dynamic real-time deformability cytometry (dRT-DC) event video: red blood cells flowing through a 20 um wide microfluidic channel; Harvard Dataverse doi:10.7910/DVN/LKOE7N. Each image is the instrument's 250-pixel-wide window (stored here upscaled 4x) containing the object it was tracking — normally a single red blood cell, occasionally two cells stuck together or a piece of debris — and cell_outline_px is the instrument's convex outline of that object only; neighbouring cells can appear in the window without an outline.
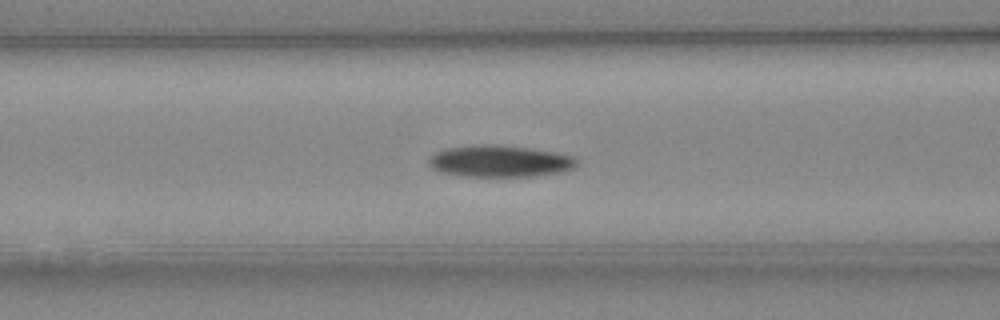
{"species": "Egyptian fruit bat (a non-hibernating species)", "species_latin": "Rousettus aegyptiacus", "temperature_condition": "cold", "stored_images_in_passage": 40, "camera_frame_rate_fps": 3000, "um_per_image_px": 0.085, "animal": {"sex": "female"}, "frame": {"image": 1, "passage_image": 15, "time_ms": 4.667, "image_size_px": [1000, 320], "cell_outline_px": [[576, 164], [572, 168], [560, 172], [532, 176], [464, 176], [440, 172], [432, 168], [428, 164], [428, 160], [436, 152], [448, 148], [472, 144], [500, 144], [556, 152], [572, 156], [576, 160]], "centroid_in_image_um": [42.44, 13.69], "position_along_channel_um": 124.2, "area_um2": 27.28}}
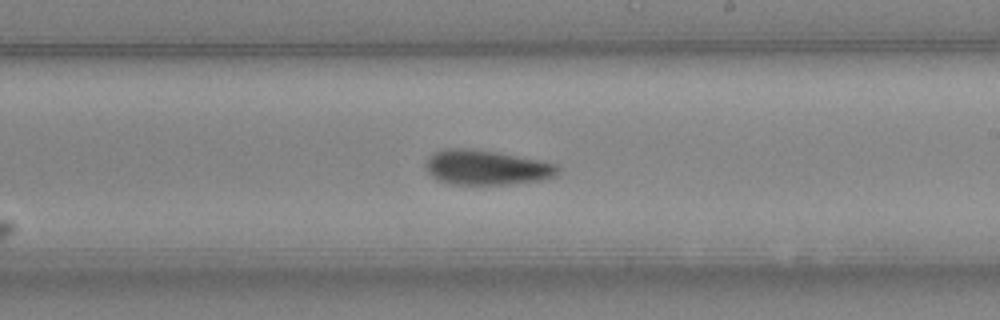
{"frame": {"image": 2, "passage_image": 24, "time_ms": 7.667, "image_size_px": [1000, 320], "cell_outline_px": [[560, 168], [556, 176], [540, 180], [504, 184], [452, 184], [436, 180], [424, 168], [424, 164], [428, 156], [436, 152], [448, 148], [468, 148], [496, 152], [556, 164]], "centroid_in_image_um": [41.29, 14.24], "position_along_channel_um": 247.7, "area_um2": 26.59}}
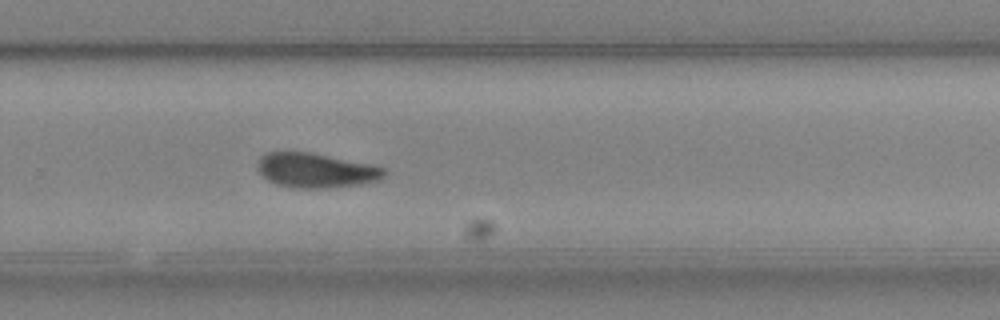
{"frame": {"image": 3, "passage_image": 28, "time_ms": 9.0, "image_size_px": [1000, 320], "cell_outline_px": [[388, 172], [380, 180], [360, 184], [328, 188], [296, 188], [276, 184], [268, 180], [256, 168], [256, 164], [260, 156], [268, 152], [308, 152], [368, 164], [384, 168]], "centroid_in_image_um": [26.82, 14.49], "position_along_channel_um": 303.0, "area_um2": 25.37}}